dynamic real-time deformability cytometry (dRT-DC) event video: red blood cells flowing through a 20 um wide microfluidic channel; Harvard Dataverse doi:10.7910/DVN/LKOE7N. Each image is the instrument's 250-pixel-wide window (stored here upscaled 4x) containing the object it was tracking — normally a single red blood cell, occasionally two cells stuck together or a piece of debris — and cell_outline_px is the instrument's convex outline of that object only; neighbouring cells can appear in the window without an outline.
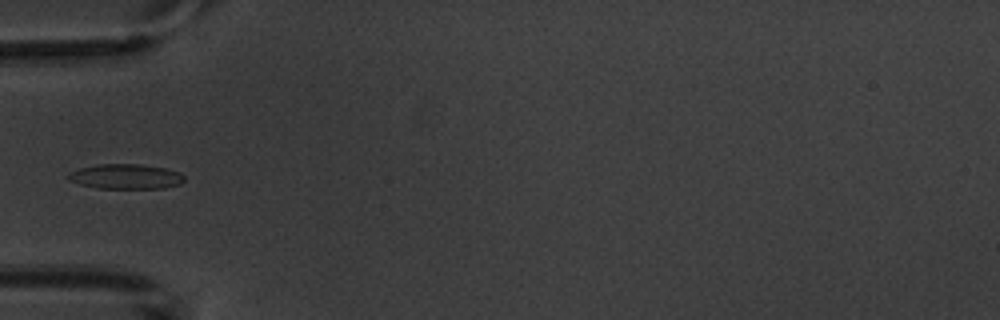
{"species": "common noctule bat (a hibernating species)", "species_latin": "Nyctalus noctula", "temperature_condition": "warm", "stored_images_in_passage": 7, "camera_frame_rate_fps": 3000, "um_per_image_px": 0.085, "animal": {"sex": "male", "body_mass_g": 20.1, "forearm_length_mm": 53.5}, "frame": {"image": 1, "passage_image": 6, "time_ms": 5.667, "image_size_px": [1000, 320], "cell_outline_px": [[184, 180], [180, 184], [164, 188], [96, 188], [80, 184], [68, 180], [64, 176], [80, 168], [96, 164], [140, 164], [164, 168], [180, 172], [184, 176]], "centroid_in_image_um": [10.67, 15.0], "position_along_channel_um": 74.3, "area_um2": 16.88}}